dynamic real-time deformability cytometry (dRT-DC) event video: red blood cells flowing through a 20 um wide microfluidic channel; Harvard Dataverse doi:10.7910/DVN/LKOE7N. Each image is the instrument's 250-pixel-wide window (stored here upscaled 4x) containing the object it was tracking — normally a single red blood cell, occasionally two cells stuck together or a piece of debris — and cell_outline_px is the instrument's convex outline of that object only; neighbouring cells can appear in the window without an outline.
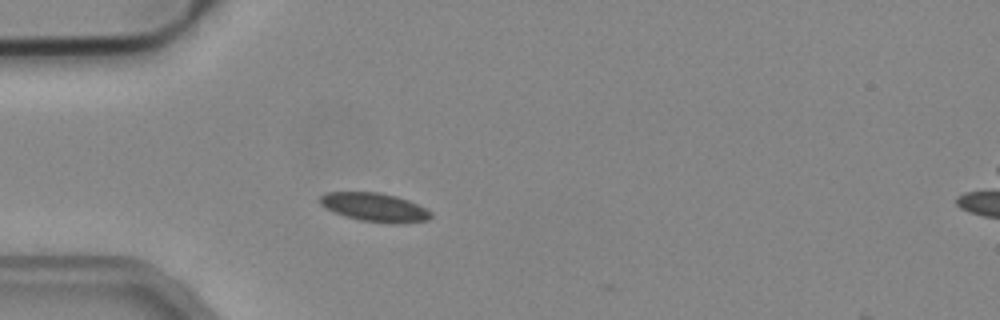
{"species": "common noctule bat (a hibernating species)", "species_latin": "Nyctalus noctula", "temperature_condition": "cold", "stored_images_in_passage": 2, "camera_frame_rate_fps": 3000, "um_per_image_px": 0.085, "animal": {"sex": "male", "body_mass_g": 19.2, "forearm_length_mm": 51.8}, "frame": {"image": 1, "passage_image": 1, "time_ms": 0.0, "image_size_px": [1000, 320], "cell_outline_px": [[432, 216], [428, 220], [396, 224], [388, 224], [360, 220], [344, 216], [324, 208], [316, 200], [324, 192], [380, 192], [396, 196], [408, 200], [432, 212]], "centroid_in_image_um": [31.79, 17.62], "position_along_channel_um": 53.2, "area_um2": 18.79}}